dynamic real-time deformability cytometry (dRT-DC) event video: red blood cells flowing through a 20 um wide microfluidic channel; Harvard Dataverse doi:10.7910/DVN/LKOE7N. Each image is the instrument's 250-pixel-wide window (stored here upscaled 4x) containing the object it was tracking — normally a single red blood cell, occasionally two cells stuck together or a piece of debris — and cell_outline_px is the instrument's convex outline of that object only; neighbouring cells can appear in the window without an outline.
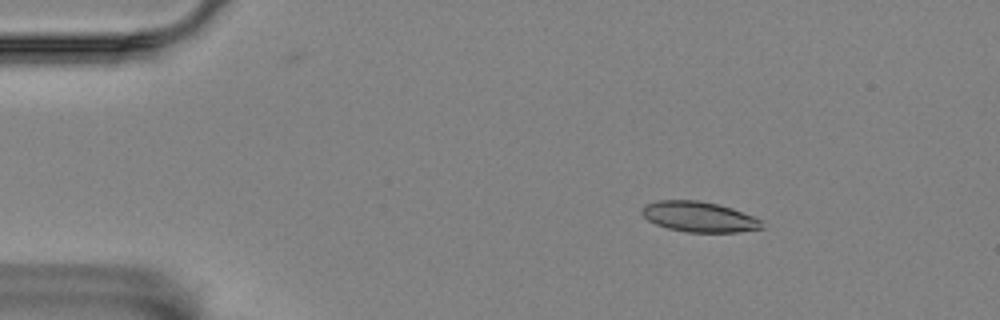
{"species": "Egyptian fruit bat (a non-hibernating species)", "species_latin": "Rousettus aegyptiacus", "temperature_condition": "room temperature", "stored_images_in_passage": 5, "camera_frame_rate_fps": 3000, "um_per_image_px": 0.085, "animal": {"sex": "female"}, "frame": {"image": 1, "passage_image": 2, "time_ms": 0.333, "image_size_px": [1000, 320], "cell_outline_px": [[764, 228], [740, 232], [688, 232], [668, 228], [656, 224], [648, 220], [640, 212], [640, 208], [644, 204], [656, 200], [700, 200], [732, 208], [752, 216], [760, 220]], "centroid_in_image_um": [59.37, 18.42], "position_along_channel_um": 25.6, "area_um2": 21.27}}
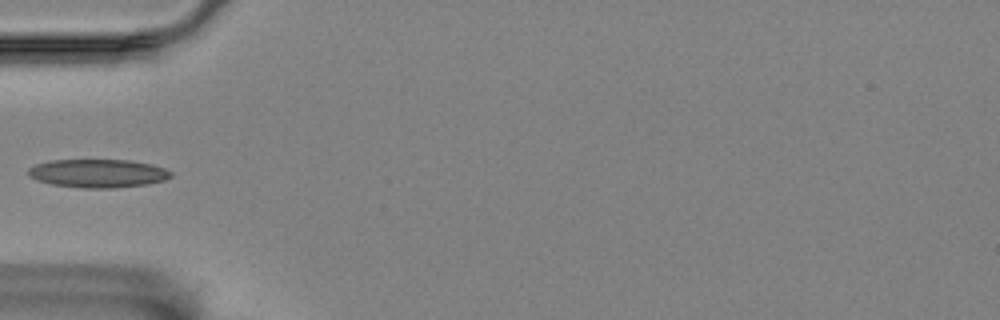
{"frame": {"image": 2, "passage_image": 4, "time_ms": 1.0, "image_size_px": [1000, 320], "cell_outline_px": [[172, 176], [164, 180], [148, 184], [116, 188], [80, 188], [52, 184], [36, 180], [28, 176], [28, 168], [36, 164], [48, 160], [128, 160], [152, 164], [164, 168], [172, 172]], "centroid_in_image_um": [8.31, 14.74], "position_along_channel_um": 76.7, "area_um2": 23.76}}
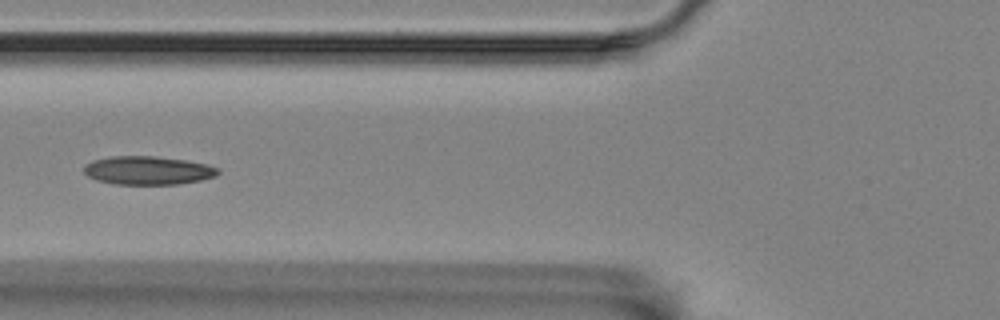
{"frame": {"image": 3, "passage_image": 5, "time_ms": 1.333, "image_size_px": [1000, 320], "cell_outline_px": [[220, 172], [216, 176], [200, 180], [176, 184], [112, 184], [96, 180], [88, 176], [84, 172], [84, 168], [92, 160], [112, 156], [152, 156], [184, 160], [208, 164], [220, 168]], "centroid_in_image_um": [12.59, 14.49], "position_along_channel_um": 113.2, "area_um2": 22.2}}